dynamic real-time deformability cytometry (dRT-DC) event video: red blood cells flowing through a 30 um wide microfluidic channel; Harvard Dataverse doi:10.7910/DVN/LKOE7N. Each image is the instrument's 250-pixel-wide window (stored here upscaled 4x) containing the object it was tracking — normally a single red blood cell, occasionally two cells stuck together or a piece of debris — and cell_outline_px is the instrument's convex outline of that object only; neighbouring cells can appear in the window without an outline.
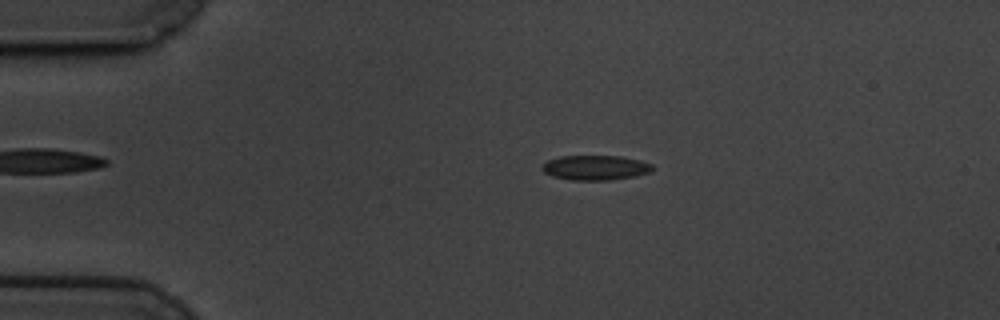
{"species": "common noctule bat (a hibernating species)", "species_latin": "Nyctalus noctula", "temperature_condition": "cold", "stored_images_in_passage": 6, "camera_frame_rate_fps": 3000, "um_per_image_px": 0.085, "animal": {"sex": "male", "body_mass_g": 19.5, "forearm_length_mm": 54.6}, "frame": {"image": 1, "passage_image": 3, "time_ms": 0.667, "image_size_px": [1000, 320], "cell_outline_px": [[652, 172], [636, 176], [608, 180], [572, 180], [552, 176], [544, 172], [540, 168], [548, 160], [560, 156], [620, 156], [640, 160], [652, 164]], "centroid_in_image_um": [50.62, 14.25], "position_along_channel_um": 34.4, "area_um2": 15.95}}